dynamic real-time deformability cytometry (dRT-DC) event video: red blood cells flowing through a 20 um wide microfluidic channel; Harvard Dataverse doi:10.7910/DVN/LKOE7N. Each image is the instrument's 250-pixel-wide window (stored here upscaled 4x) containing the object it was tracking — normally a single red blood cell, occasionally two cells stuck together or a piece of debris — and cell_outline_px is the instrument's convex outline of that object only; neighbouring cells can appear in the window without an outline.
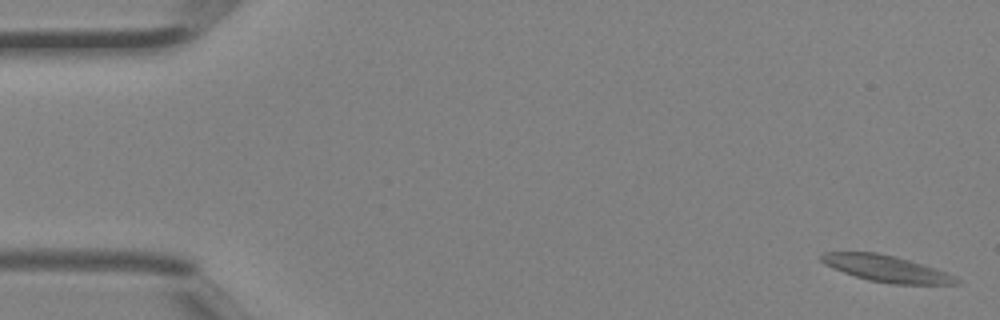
{"species": "Egyptian fruit bat (a non-hibernating species)", "species_latin": "Rousettus aegyptiacus", "temperature_condition": "room temperature", "stored_images_in_passage": 41, "camera_frame_rate_fps": 3000, "um_per_image_px": 0.085, "animal": {"sex": "female"}, "frame": {"image": 1, "passage_image": 1, "time_ms": 0.0, "image_size_px": [1000, 320], "cell_outline_px": [[960, 284], [892, 284], [868, 280], [844, 272], [824, 264], [820, 260], [820, 256], [824, 252], [876, 252], [908, 260], [936, 268], [948, 272], [956, 276], [960, 280]], "centroid_in_image_um": [75.38, 22.84], "position_along_channel_um": 9.6, "area_um2": 20.69}}
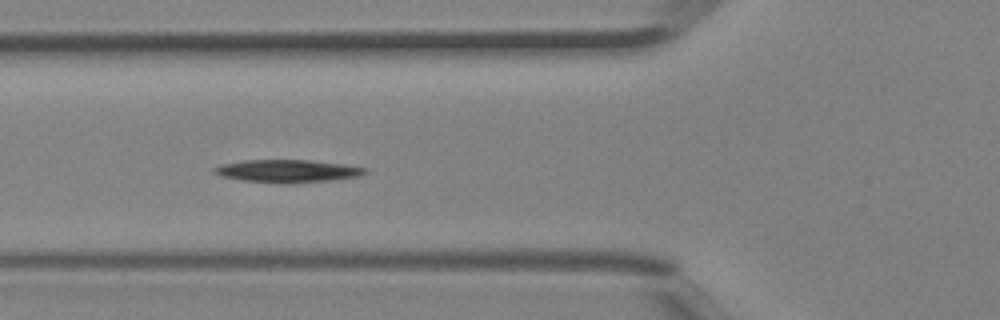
{"frame": {"image": 2, "passage_image": 15, "time_ms": 4.667, "image_size_px": [1000, 320], "cell_outline_px": [[368, 172], [360, 176], [332, 180], [284, 184], [240, 180], [220, 176], [212, 172], [212, 168], [220, 164], [244, 160], [312, 160], [344, 164], [368, 168]], "centroid_in_image_um": [24.42, 14.54], "position_along_channel_um": 101.4, "area_um2": 20.29}}
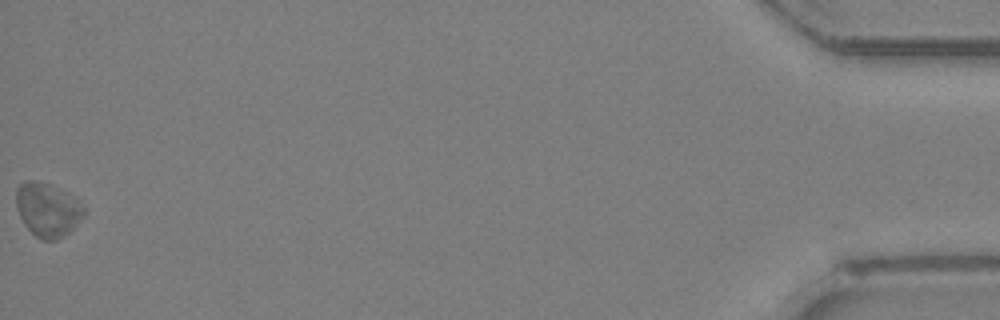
{"frame": {"image": 3, "passage_image": 41, "time_ms": 13.333, "image_size_px": [1000, 320], "cell_outline_px": [[84, 216], [68, 232], [56, 240], [44, 240], [36, 236], [24, 224], [16, 208], [16, 188], [24, 180], [36, 180], [60, 188], [68, 192], [80, 200], [84, 208]], "centroid_in_image_um": [4.04, 17.79], "position_along_channel_um": 431.2, "area_um2": 21.33}}